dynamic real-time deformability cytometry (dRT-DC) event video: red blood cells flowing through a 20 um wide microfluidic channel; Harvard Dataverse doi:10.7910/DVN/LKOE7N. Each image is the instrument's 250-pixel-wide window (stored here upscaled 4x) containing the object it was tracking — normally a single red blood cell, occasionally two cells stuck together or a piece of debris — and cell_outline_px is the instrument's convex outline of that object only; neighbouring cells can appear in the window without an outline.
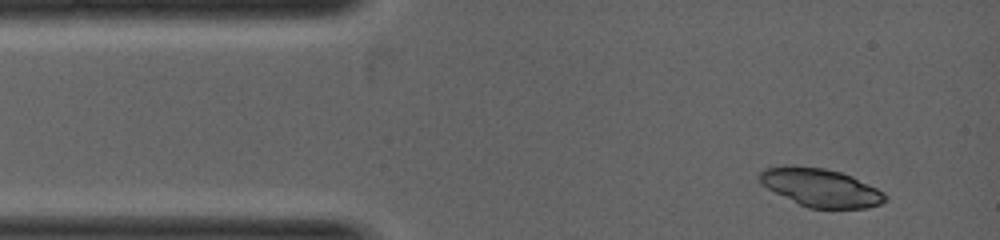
{"species": "common noctule bat (a hibernating species)", "species_latin": "Nyctalus noctula", "temperature_condition": "warm", "stored_images_in_passage": 3, "camera_frame_rate_fps": 5000, "um_per_image_px": 0.085, "animal": {"sex": "female", "body_mass_g": 19.0, "forearm_length_mm": 53.3}, "frame": {"image": 1, "passage_image": 1, "time_ms": 0.0, "image_size_px": [1000, 240], "cell_outline_px": [[888, 200], [880, 204], [868, 208], [808, 208], [768, 188], [756, 176], [764, 168], [784, 164], [824, 168], [840, 172], [852, 176], [884, 192], [888, 196]], "centroid_in_image_um": [69.77, 15.93], "position_along_channel_um": 15.2, "area_um2": 27.92}}